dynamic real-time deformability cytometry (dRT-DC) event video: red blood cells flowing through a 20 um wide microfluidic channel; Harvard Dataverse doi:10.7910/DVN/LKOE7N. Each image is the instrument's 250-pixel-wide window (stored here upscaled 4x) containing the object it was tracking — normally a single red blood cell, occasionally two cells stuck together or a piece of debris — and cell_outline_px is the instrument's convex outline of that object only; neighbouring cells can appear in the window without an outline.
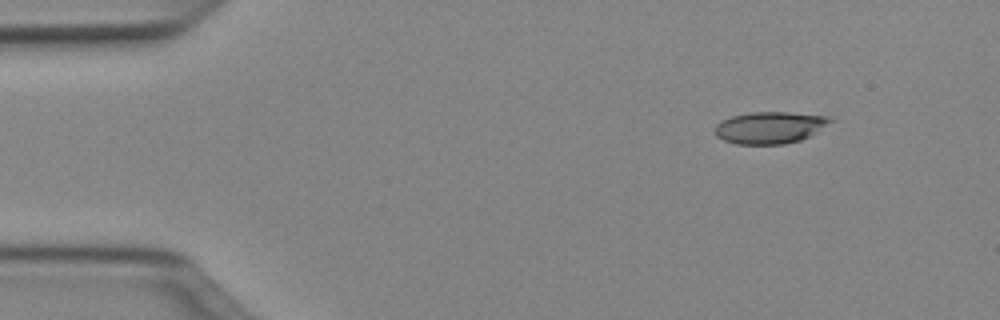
{"species": "Egyptian fruit bat (a non-hibernating species)", "species_latin": "Rousettus aegyptiacus", "temperature_condition": "cold", "stored_images_in_passage": 45, "camera_frame_rate_fps": 3000, "um_per_image_px": 0.085, "animal": {"sex": "female"}, "frame": {"image": 1, "passage_image": 1, "time_ms": 0.0, "image_size_px": [1000, 320], "cell_outline_px": [[836, 120], [812, 136], [800, 140], [784, 144], [736, 144], [724, 140], [716, 136], [716, 124], [720, 120], [732, 116], [752, 112], [788, 112], [832, 116]], "centroid_in_image_um": [65.52, 10.83], "position_along_channel_um": 19.5, "area_um2": 21.79}}
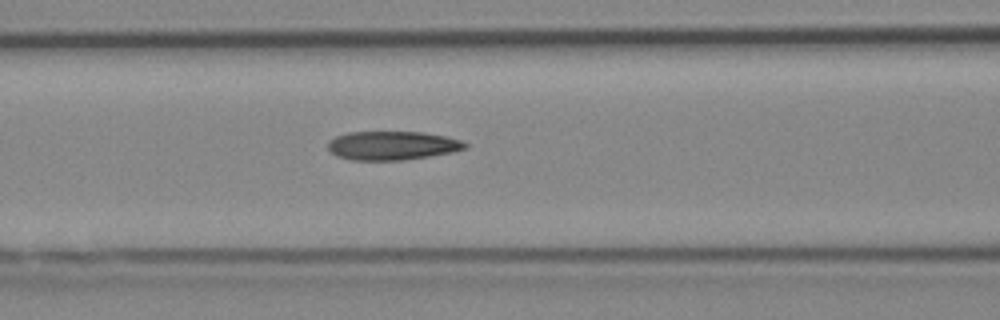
{"frame": {"image": 2, "passage_image": 16, "time_ms": 5.0, "image_size_px": [1000, 320], "cell_outline_px": [[468, 148], [452, 152], [404, 160], [352, 160], [336, 156], [328, 148], [328, 140], [336, 136], [348, 132], [420, 132], [444, 136], [460, 140], [468, 144]], "centroid_in_image_um": [33.32, 12.37], "position_along_channel_um": 133.3, "area_um2": 22.95}}
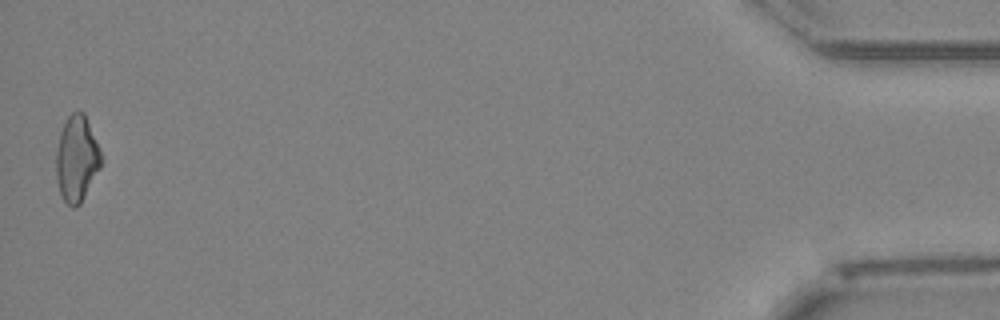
{"frame": {"image": 3, "passage_image": 45, "time_ms": 14.667, "image_size_px": [1000, 320], "cell_outline_px": [[104, 160], [100, 168], [80, 204], [76, 208], [72, 208], [60, 196], [56, 180], [56, 148], [60, 132], [68, 116], [72, 112], [84, 112]], "centroid_in_image_um": [6.51, 13.52], "position_along_channel_um": 428.7, "area_um2": 22.66}, "authors_computed_cell_mechanics": {"area_um2": 22.9466, "velocity_mm_per_s": 4.0263, "shape_relaxation_time_tau1_ms": 10.8082, "shape_relaxation_time_tau2_ms": 3.6906, "deformation_change_tau1": 0.2367, "deformation_change_tau2": 0.1359}}